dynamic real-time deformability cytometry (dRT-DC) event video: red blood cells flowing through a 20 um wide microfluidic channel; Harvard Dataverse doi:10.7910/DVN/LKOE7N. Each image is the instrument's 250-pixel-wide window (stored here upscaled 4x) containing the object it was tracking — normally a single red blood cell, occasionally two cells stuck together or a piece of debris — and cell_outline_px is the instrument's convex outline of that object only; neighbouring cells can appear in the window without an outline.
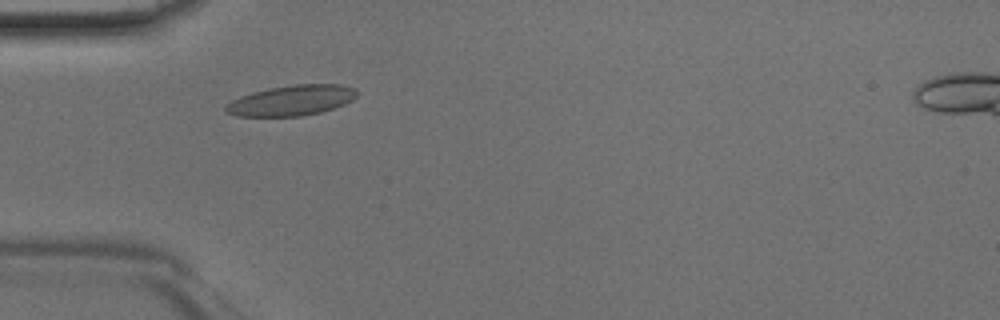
{"species": "Egyptian fruit bat (a non-hibernating species)", "species_latin": "Rousettus aegyptiacus", "temperature_condition": "room temperature", "stored_images_in_passage": 20, "camera_frame_rate_fps": 3000, "um_per_image_px": 0.085, "animal": {"sex": "male"}, "frame": {"image": 1, "passage_image": 1, "time_ms": 0.0, "image_size_px": [1000, 320], "cell_outline_px": [[360, 92], [352, 100], [344, 104], [320, 112], [300, 116], [236, 116], [224, 112], [224, 104], [240, 96], [252, 92], [272, 88], [296, 84], [340, 84], [356, 88]], "centroid_in_image_um": [24.77, 8.53], "position_along_channel_um": 60.2, "area_um2": 23.29}}
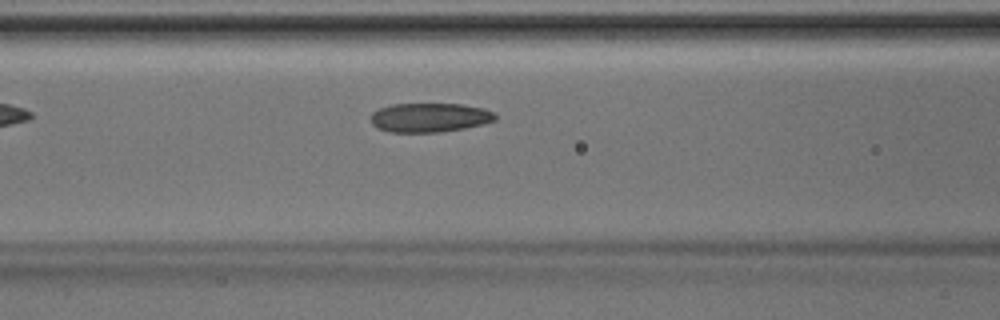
{"frame": {"image": 2, "passage_image": 6, "time_ms": 1.667, "image_size_px": [1000, 320], "cell_outline_px": [[496, 120], [484, 124], [464, 128], [440, 132], [388, 132], [376, 128], [372, 124], [372, 112], [380, 108], [392, 104], [460, 104], [484, 108], [492, 112], [496, 116]], "centroid_in_image_um": [36.51, 9.99], "position_along_channel_um": 130.1, "area_um2": 21.15}}
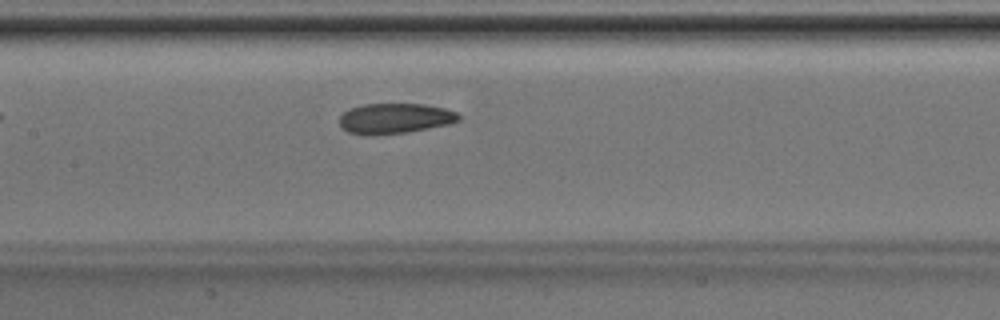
{"frame": {"image": 3, "passage_image": 9, "time_ms": 2.667, "image_size_px": [1000, 320], "cell_outline_px": [[460, 120], [448, 124], [408, 132], [372, 136], [364, 136], [348, 132], [340, 124], [340, 116], [348, 108], [364, 104], [424, 104], [444, 108], [456, 112], [460, 116]], "centroid_in_image_um": [33.53, 10.07], "position_along_channel_um": 173.9, "area_um2": 21.21}}